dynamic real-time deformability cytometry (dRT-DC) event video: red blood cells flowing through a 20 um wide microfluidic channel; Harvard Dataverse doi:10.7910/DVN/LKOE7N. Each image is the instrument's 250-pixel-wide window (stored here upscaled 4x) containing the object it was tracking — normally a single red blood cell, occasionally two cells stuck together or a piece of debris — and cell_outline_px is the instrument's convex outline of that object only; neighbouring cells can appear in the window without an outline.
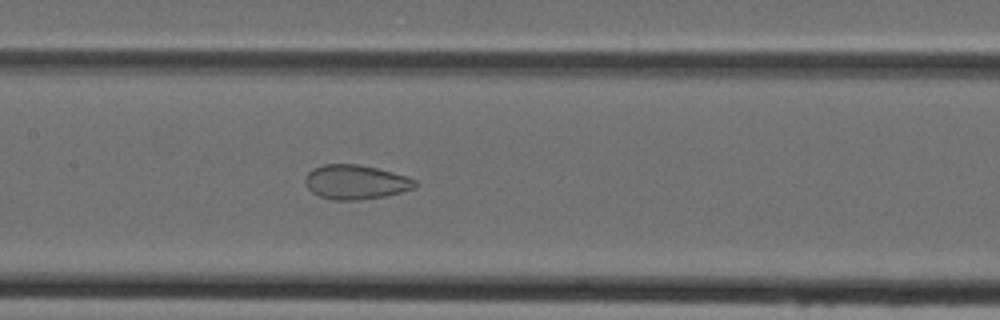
{"species": "Egyptian fruit bat (a non-hibernating species)", "species_latin": "Rousettus aegyptiacus", "temperature_condition": "cold", "stored_images_in_passage": 47, "camera_frame_rate_fps": 3000, "um_per_image_px": 0.085, "animal": {"sex": "female"}, "frame": {"image": 1, "passage_image": 23, "time_ms": 7.333, "image_size_px": [1000, 320], "cell_outline_px": [[416, 188], [384, 196], [356, 200], [332, 200], [320, 196], [312, 192], [308, 188], [304, 180], [304, 176], [312, 168], [324, 164], [356, 164], [376, 168], [408, 176], [416, 180]], "centroid_in_image_um": [30.21, 15.47], "position_along_channel_um": 177.2, "area_um2": 22.02}}
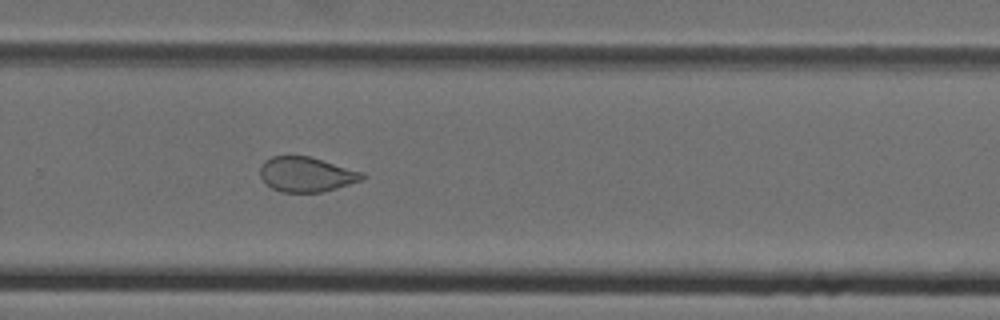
{"frame": {"image": 2, "passage_image": 32, "time_ms": 10.333, "image_size_px": [1000, 320], "cell_outline_px": [[368, 176], [364, 180], [324, 192], [280, 192], [264, 184], [260, 176], [260, 168], [264, 160], [272, 156], [308, 156], [364, 172]], "centroid_in_image_um": [26.06, 14.83], "position_along_channel_um": 303.7, "area_um2": 21.04}}
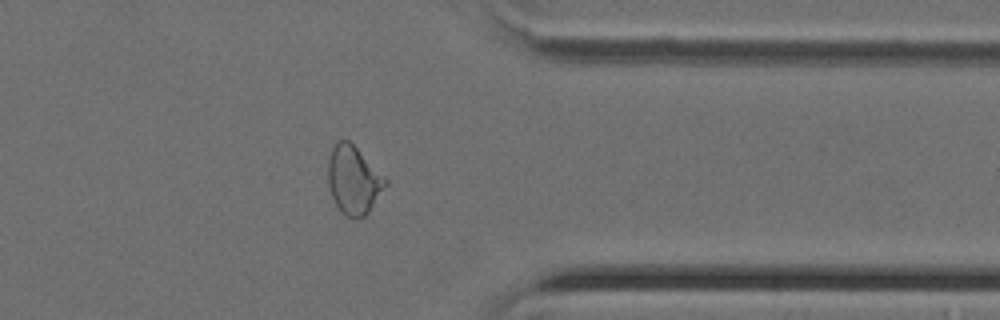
{"frame": {"image": 3, "passage_image": 38, "time_ms": 12.333, "image_size_px": [1000, 320], "cell_outline_px": [[388, 184], [368, 212], [364, 216], [344, 216], [340, 212], [332, 196], [328, 184], [328, 160], [332, 148], [336, 140], [348, 140], [388, 180]], "centroid_in_image_um": [30.04, 15.3], "position_along_channel_um": 381.4, "area_um2": 22.48}}